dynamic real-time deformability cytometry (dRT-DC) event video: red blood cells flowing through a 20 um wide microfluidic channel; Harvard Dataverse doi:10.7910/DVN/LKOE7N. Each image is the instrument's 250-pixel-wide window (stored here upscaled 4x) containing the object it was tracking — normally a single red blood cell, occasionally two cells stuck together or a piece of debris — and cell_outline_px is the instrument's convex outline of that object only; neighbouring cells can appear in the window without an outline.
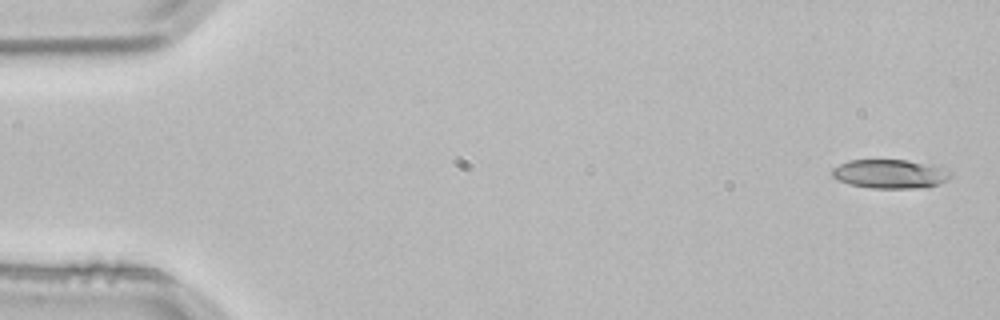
{"species": "common noctule bat (a hibernating species)", "species_latin": "Nyctalus noctula", "temperature_condition": "room temperature", "stored_images_in_passage": 4, "camera_frame_rate_fps": 3000, "um_per_image_px": 0.085, "animal": {"sex": "male", "body_mass_g": 21.5, "forearm_length_mm": 52.0}, "frame": {"image": 1, "passage_image": 1, "time_ms": 0.0, "image_size_px": [1000, 320], "cell_outline_px": [[952, 176], [940, 184], [924, 188], [872, 188], [848, 184], [836, 180], [832, 176], [832, 168], [848, 160], [904, 160], [932, 164], [948, 168], [952, 172]], "centroid_in_image_um": [75.69, 14.78], "position_along_channel_um": 9.3, "area_um2": 20.35}}
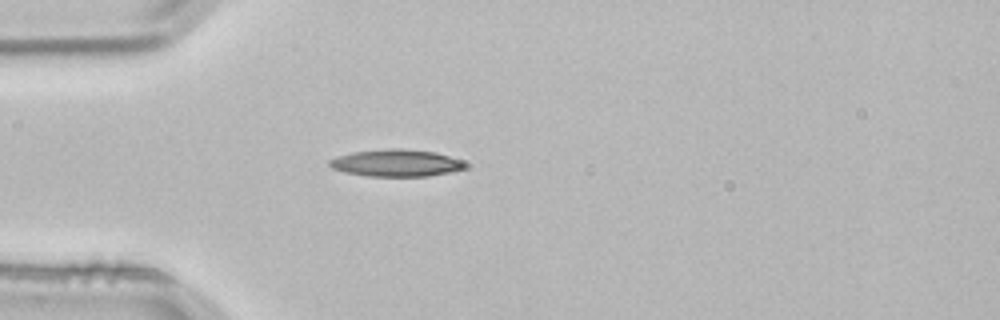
{"frame": {"image": 2, "passage_image": 4, "time_ms": 1.0, "image_size_px": [1000, 320], "cell_outline_px": [[464, 168], [452, 172], [428, 176], [368, 176], [344, 172], [332, 168], [328, 164], [328, 160], [336, 156], [352, 152], [392, 148], [400, 148], [436, 152], [448, 156], [464, 164]], "centroid_in_image_um": [33.6, 13.85], "position_along_channel_um": 51.4, "area_um2": 21.21}}